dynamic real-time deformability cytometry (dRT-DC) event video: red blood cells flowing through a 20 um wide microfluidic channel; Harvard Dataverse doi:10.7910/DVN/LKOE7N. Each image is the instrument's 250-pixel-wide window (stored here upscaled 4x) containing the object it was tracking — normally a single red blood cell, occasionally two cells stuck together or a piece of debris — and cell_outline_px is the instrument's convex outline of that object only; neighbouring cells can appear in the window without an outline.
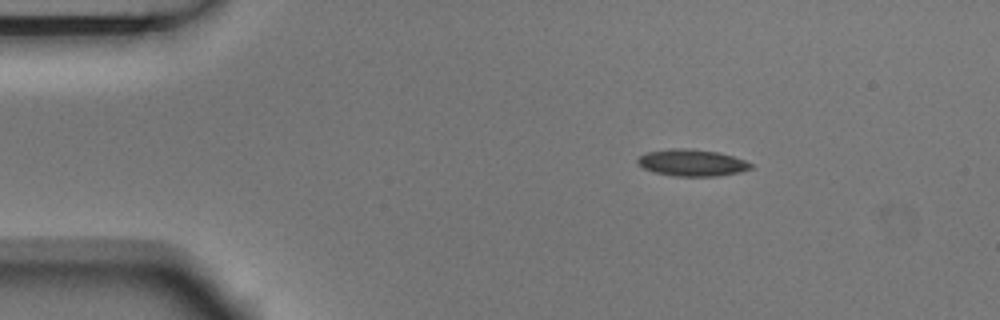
{"species": "Egyptian fruit bat (a non-hibernating species)", "species_latin": "Rousettus aegyptiacus", "temperature_condition": "room temperature", "stored_images_in_passage": 3, "camera_frame_rate_fps": 3000, "um_per_image_px": 0.085, "animal": {"sex": "male"}, "frame": {"image": 1, "passage_image": 1, "time_ms": 0.0, "image_size_px": [1000, 320], "cell_outline_px": [[752, 168], [740, 172], [716, 176], [672, 176], [656, 172], [644, 168], [636, 160], [640, 156], [648, 152], [672, 148], [692, 148], [720, 152], [744, 160], [752, 164]], "centroid_in_image_um": [58.84, 13.82], "position_along_channel_um": 26.2, "area_um2": 17.57}}
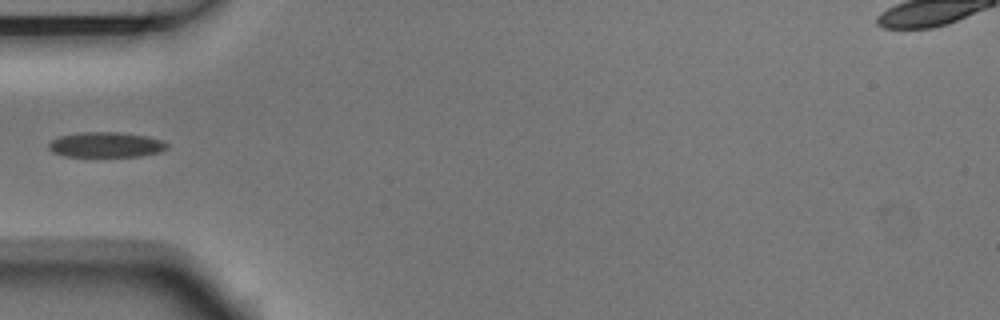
{"frame": {"image": 2, "passage_image": 3, "time_ms": 0.667, "image_size_px": [1000, 320], "cell_outline_px": [[168, 148], [160, 152], [140, 156], [64, 156], [52, 152], [48, 148], [48, 144], [52, 140], [60, 136], [80, 132], [116, 132], [148, 136], [164, 140], [168, 144]], "centroid_in_image_um": [9.03, 12.3], "position_along_channel_um": 76.0, "area_um2": 17.46}}